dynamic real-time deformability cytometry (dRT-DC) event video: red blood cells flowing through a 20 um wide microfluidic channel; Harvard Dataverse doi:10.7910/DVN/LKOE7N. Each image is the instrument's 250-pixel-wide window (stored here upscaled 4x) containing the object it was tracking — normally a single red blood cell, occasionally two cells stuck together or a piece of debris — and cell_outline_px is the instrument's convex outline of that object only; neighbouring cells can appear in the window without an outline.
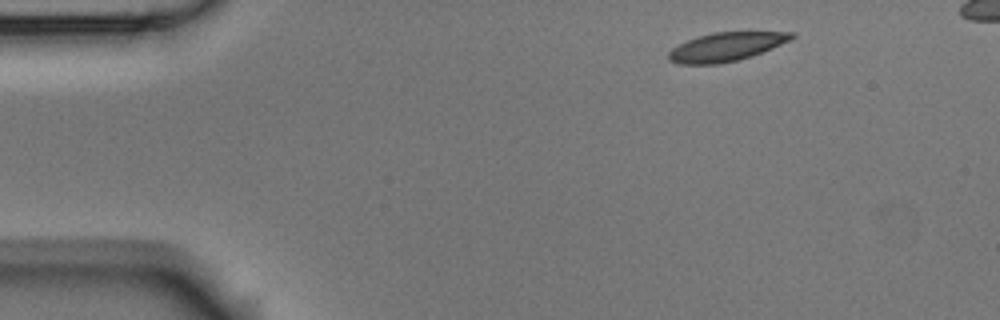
{"species": "Egyptian fruit bat (a non-hibernating species)", "species_latin": "Rousettus aegyptiacus", "temperature_condition": "room temperature", "stored_images_in_passage": 4, "camera_frame_rate_fps": 3000, "um_per_image_px": 0.085, "animal": {"sex": "male"}, "frame": {"image": 1, "passage_image": 1, "time_ms": 0.0, "image_size_px": [1000, 320], "cell_outline_px": [[796, 36], [772, 48], [752, 56], [736, 60], [716, 64], [676, 64], [668, 60], [668, 52], [672, 48], [688, 40], [700, 36], [716, 32], [796, 32]], "centroid_in_image_um": [61.69, 3.99], "position_along_channel_um": 23.3, "area_um2": 20.29}}